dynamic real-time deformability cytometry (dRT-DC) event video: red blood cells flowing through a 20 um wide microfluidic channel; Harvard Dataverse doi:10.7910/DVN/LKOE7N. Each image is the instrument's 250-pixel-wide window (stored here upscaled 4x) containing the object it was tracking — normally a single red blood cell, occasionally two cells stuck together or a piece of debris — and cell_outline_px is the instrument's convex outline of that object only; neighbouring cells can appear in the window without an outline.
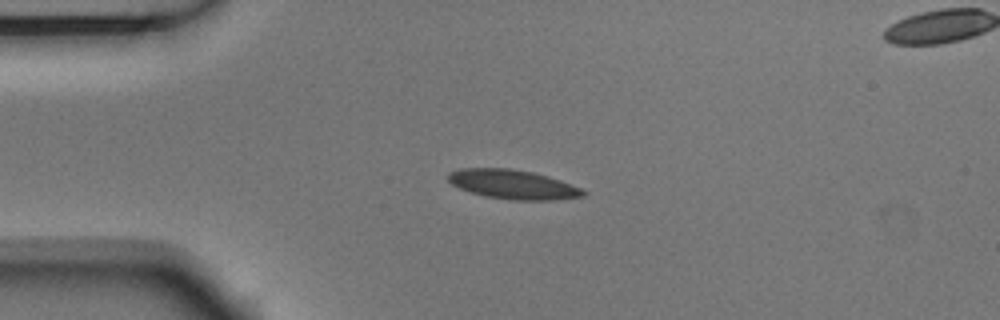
{"species": "Egyptian fruit bat (a non-hibernating species)", "species_latin": "Rousettus aegyptiacus", "temperature_condition": "room temperature", "stored_images_in_passage": 8, "camera_frame_rate_fps": 3000, "um_per_image_px": 0.085, "animal": {"sex": "male"}, "frame": {"image": 1, "passage_image": 2, "time_ms": 0.333, "image_size_px": [1000, 320], "cell_outline_px": [[588, 192], [584, 196], [552, 200], [512, 200], [484, 196], [460, 188], [452, 184], [448, 180], [448, 172], [460, 168], [508, 168], [532, 172], [548, 176], [560, 180], [580, 188]], "centroid_in_image_um": [43.59, 15.67], "position_along_channel_um": 41.4, "area_um2": 22.95}}
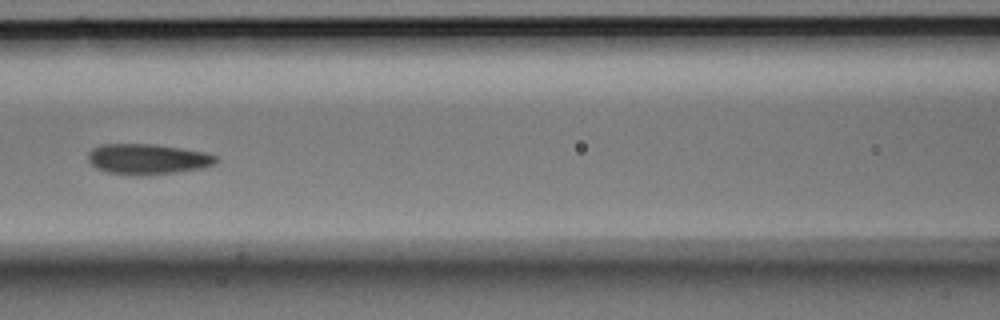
{"frame": {"image": 2, "passage_image": 5, "time_ms": 1.333, "image_size_px": [1000, 320], "cell_outline_px": [[220, 160], [216, 164], [204, 168], [176, 172], [136, 176], [108, 172], [96, 168], [88, 160], [88, 152], [92, 148], [100, 144], [152, 144], [180, 148], [204, 152], [216, 156]], "centroid_in_image_um": [12.55, 13.52], "position_along_channel_um": 154.0, "area_um2": 22.83}}
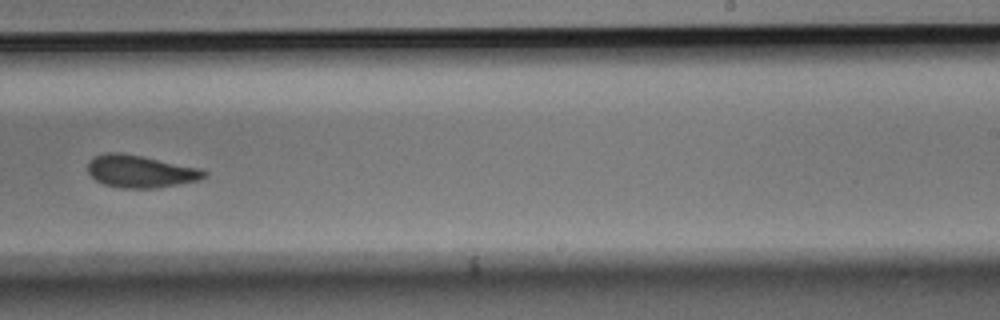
{"frame": {"image": 3, "passage_image": 8, "time_ms": 2.333, "image_size_px": [1000, 320], "cell_outline_px": [[208, 172], [204, 176], [196, 180], [156, 188], [120, 188], [104, 184], [96, 180], [88, 172], [88, 160], [104, 152], [120, 152], [200, 168]], "centroid_in_image_um": [11.88, 14.56], "position_along_channel_um": 277.1, "area_um2": 21.68}}